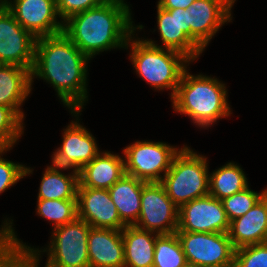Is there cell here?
<instances>
[{
    "mask_svg": "<svg viewBox=\"0 0 267 267\" xmlns=\"http://www.w3.org/2000/svg\"><path fill=\"white\" fill-rule=\"evenodd\" d=\"M125 173L145 182H161L174 157L180 152L162 142H138L125 148Z\"/></svg>",
    "mask_w": 267,
    "mask_h": 267,
    "instance_id": "8",
    "label": "cell"
},
{
    "mask_svg": "<svg viewBox=\"0 0 267 267\" xmlns=\"http://www.w3.org/2000/svg\"><path fill=\"white\" fill-rule=\"evenodd\" d=\"M195 0H159L158 5L165 10L188 9Z\"/></svg>",
    "mask_w": 267,
    "mask_h": 267,
    "instance_id": "34",
    "label": "cell"
},
{
    "mask_svg": "<svg viewBox=\"0 0 267 267\" xmlns=\"http://www.w3.org/2000/svg\"><path fill=\"white\" fill-rule=\"evenodd\" d=\"M124 245V267H153L155 240L159 235L138 228L135 225H127L122 230Z\"/></svg>",
    "mask_w": 267,
    "mask_h": 267,
    "instance_id": "22",
    "label": "cell"
},
{
    "mask_svg": "<svg viewBox=\"0 0 267 267\" xmlns=\"http://www.w3.org/2000/svg\"><path fill=\"white\" fill-rule=\"evenodd\" d=\"M56 165L46 169L39 188L38 199L67 200L77 199L78 171L65 176Z\"/></svg>",
    "mask_w": 267,
    "mask_h": 267,
    "instance_id": "23",
    "label": "cell"
},
{
    "mask_svg": "<svg viewBox=\"0 0 267 267\" xmlns=\"http://www.w3.org/2000/svg\"><path fill=\"white\" fill-rule=\"evenodd\" d=\"M266 193L267 190L259 194L247 187L221 200L229 222L245 215Z\"/></svg>",
    "mask_w": 267,
    "mask_h": 267,
    "instance_id": "27",
    "label": "cell"
},
{
    "mask_svg": "<svg viewBox=\"0 0 267 267\" xmlns=\"http://www.w3.org/2000/svg\"><path fill=\"white\" fill-rule=\"evenodd\" d=\"M31 91L30 71L13 64H0V106L13 109L22 119L19 109Z\"/></svg>",
    "mask_w": 267,
    "mask_h": 267,
    "instance_id": "20",
    "label": "cell"
},
{
    "mask_svg": "<svg viewBox=\"0 0 267 267\" xmlns=\"http://www.w3.org/2000/svg\"><path fill=\"white\" fill-rule=\"evenodd\" d=\"M77 217L94 228L122 230L121 221L108 189L78 186Z\"/></svg>",
    "mask_w": 267,
    "mask_h": 267,
    "instance_id": "14",
    "label": "cell"
},
{
    "mask_svg": "<svg viewBox=\"0 0 267 267\" xmlns=\"http://www.w3.org/2000/svg\"><path fill=\"white\" fill-rule=\"evenodd\" d=\"M22 118L10 107L0 106V149L10 148L22 134Z\"/></svg>",
    "mask_w": 267,
    "mask_h": 267,
    "instance_id": "28",
    "label": "cell"
},
{
    "mask_svg": "<svg viewBox=\"0 0 267 267\" xmlns=\"http://www.w3.org/2000/svg\"><path fill=\"white\" fill-rule=\"evenodd\" d=\"M233 267H267V242L235 249Z\"/></svg>",
    "mask_w": 267,
    "mask_h": 267,
    "instance_id": "29",
    "label": "cell"
},
{
    "mask_svg": "<svg viewBox=\"0 0 267 267\" xmlns=\"http://www.w3.org/2000/svg\"><path fill=\"white\" fill-rule=\"evenodd\" d=\"M123 0H106L101 5L64 21L63 33L86 56L127 46L135 29Z\"/></svg>",
    "mask_w": 267,
    "mask_h": 267,
    "instance_id": "2",
    "label": "cell"
},
{
    "mask_svg": "<svg viewBox=\"0 0 267 267\" xmlns=\"http://www.w3.org/2000/svg\"><path fill=\"white\" fill-rule=\"evenodd\" d=\"M13 14L16 21L36 39L63 32V24L56 21V0H15L14 4L0 2Z\"/></svg>",
    "mask_w": 267,
    "mask_h": 267,
    "instance_id": "12",
    "label": "cell"
},
{
    "mask_svg": "<svg viewBox=\"0 0 267 267\" xmlns=\"http://www.w3.org/2000/svg\"><path fill=\"white\" fill-rule=\"evenodd\" d=\"M226 96L224 84L204 75L194 77L185 69L172 102L176 111L204 127L230 114Z\"/></svg>",
    "mask_w": 267,
    "mask_h": 267,
    "instance_id": "3",
    "label": "cell"
},
{
    "mask_svg": "<svg viewBox=\"0 0 267 267\" xmlns=\"http://www.w3.org/2000/svg\"><path fill=\"white\" fill-rule=\"evenodd\" d=\"M166 50L155 45L153 41H134L131 60L138 74L153 87L172 89L173 98L186 69L182 62L190 60L177 51Z\"/></svg>",
    "mask_w": 267,
    "mask_h": 267,
    "instance_id": "4",
    "label": "cell"
},
{
    "mask_svg": "<svg viewBox=\"0 0 267 267\" xmlns=\"http://www.w3.org/2000/svg\"><path fill=\"white\" fill-rule=\"evenodd\" d=\"M178 221L179 208L169 198L163 184L146 182L142 188L141 210L135 226L156 231L159 235L171 234L177 231Z\"/></svg>",
    "mask_w": 267,
    "mask_h": 267,
    "instance_id": "9",
    "label": "cell"
},
{
    "mask_svg": "<svg viewBox=\"0 0 267 267\" xmlns=\"http://www.w3.org/2000/svg\"><path fill=\"white\" fill-rule=\"evenodd\" d=\"M5 227H2V230H0V242L8 249L11 250H25V251H31L34 254V267H38L37 263L39 261V258L37 255L38 250L31 249L30 247L27 248L26 245L20 243L19 240L15 237V234L13 232V229L11 228L9 223H5ZM8 225V226H7ZM38 258V259H37ZM47 267V266H45Z\"/></svg>",
    "mask_w": 267,
    "mask_h": 267,
    "instance_id": "33",
    "label": "cell"
},
{
    "mask_svg": "<svg viewBox=\"0 0 267 267\" xmlns=\"http://www.w3.org/2000/svg\"><path fill=\"white\" fill-rule=\"evenodd\" d=\"M158 29L165 49L177 51L194 60L202 50L190 39V13L188 9L165 10L157 4Z\"/></svg>",
    "mask_w": 267,
    "mask_h": 267,
    "instance_id": "15",
    "label": "cell"
},
{
    "mask_svg": "<svg viewBox=\"0 0 267 267\" xmlns=\"http://www.w3.org/2000/svg\"><path fill=\"white\" fill-rule=\"evenodd\" d=\"M146 182L125 174L108 190L121 221L135 225L141 210V194Z\"/></svg>",
    "mask_w": 267,
    "mask_h": 267,
    "instance_id": "21",
    "label": "cell"
},
{
    "mask_svg": "<svg viewBox=\"0 0 267 267\" xmlns=\"http://www.w3.org/2000/svg\"><path fill=\"white\" fill-rule=\"evenodd\" d=\"M100 153L78 171V186L109 189L125 175L124 160L109 152Z\"/></svg>",
    "mask_w": 267,
    "mask_h": 267,
    "instance_id": "19",
    "label": "cell"
},
{
    "mask_svg": "<svg viewBox=\"0 0 267 267\" xmlns=\"http://www.w3.org/2000/svg\"><path fill=\"white\" fill-rule=\"evenodd\" d=\"M8 149H0V154ZM32 172L30 168L23 165L6 161L0 157V193L17 183L23 176Z\"/></svg>",
    "mask_w": 267,
    "mask_h": 267,
    "instance_id": "30",
    "label": "cell"
},
{
    "mask_svg": "<svg viewBox=\"0 0 267 267\" xmlns=\"http://www.w3.org/2000/svg\"><path fill=\"white\" fill-rule=\"evenodd\" d=\"M89 267H124L121 230L91 227L88 236Z\"/></svg>",
    "mask_w": 267,
    "mask_h": 267,
    "instance_id": "17",
    "label": "cell"
},
{
    "mask_svg": "<svg viewBox=\"0 0 267 267\" xmlns=\"http://www.w3.org/2000/svg\"><path fill=\"white\" fill-rule=\"evenodd\" d=\"M186 263L176 232L160 234L156 237L153 267H182Z\"/></svg>",
    "mask_w": 267,
    "mask_h": 267,
    "instance_id": "25",
    "label": "cell"
},
{
    "mask_svg": "<svg viewBox=\"0 0 267 267\" xmlns=\"http://www.w3.org/2000/svg\"><path fill=\"white\" fill-rule=\"evenodd\" d=\"M228 235L235 249L267 242V193L245 215L230 222Z\"/></svg>",
    "mask_w": 267,
    "mask_h": 267,
    "instance_id": "18",
    "label": "cell"
},
{
    "mask_svg": "<svg viewBox=\"0 0 267 267\" xmlns=\"http://www.w3.org/2000/svg\"><path fill=\"white\" fill-rule=\"evenodd\" d=\"M187 263L200 267H233L235 248L228 233L176 231Z\"/></svg>",
    "mask_w": 267,
    "mask_h": 267,
    "instance_id": "6",
    "label": "cell"
},
{
    "mask_svg": "<svg viewBox=\"0 0 267 267\" xmlns=\"http://www.w3.org/2000/svg\"><path fill=\"white\" fill-rule=\"evenodd\" d=\"M106 0H56L58 16L66 21L71 16L95 8Z\"/></svg>",
    "mask_w": 267,
    "mask_h": 267,
    "instance_id": "32",
    "label": "cell"
},
{
    "mask_svg": "<svg viewBox=\"0 0 267 267\" xmlns=\"http://www.w3.org/2000/svg\"><path fill=\"white\" fill-rule=\"evenodd\" d=\"M0 267H34V254L8 249L0 242Z\"/></svg>",
    "mask_w": 267,
    "mask_h": 267,
    "instance_id": "31",
    "label": "cell"
},
{
    "mask_svg": "<svg viewBox=\"0 0 267 267\" xmlns=\"http://www.w3.org/2000/svg\"><path fill=\"white\" fill-rule=\"evenodd\" d=\"M161 183L178 208L194 199L209 195L206 158L197 155L188 147L181 148Z\"/></svg>",
    "mask_w": 267,
    "mask_h": 267,
    "instance_id": "5",
    "label": "cell"
},
{
    "mask_svg": "<svg viewBox=\"0 0 267 267\" xmlns=\"http://www.w3.org/2000/svg\"><path fill=\"white\" fill-rule=\"evenodd\" d=\"M182 267H200V266H197V265H194V264H189V263H186L184 266Z\"/></svg>",
    "mask_w": 267,
    "mask_h": 267,
    "instance_id": "35",
    "label": "cell"
},
{
    "mask_svg": "<svg viewBox=\"0 0 267 267\" xmlns=\"http://www.w3.org/2000/svg\"><path fill=\"white\" fill-rule=\"evenodd\" d=\"M36 38L0 4V64H13L30 72L34 64Z\"/></svg>",
    "mask_w": 267,
    "mask_h": 267,
    "instance_id": "10",
    "label": "cell"
},
{
    "mask_svg": "<svg viewBox=\"0 0 267 267\" xmlns=\"http://www.w3.org/2000/svg\"><path fill=\"white\" fill-rule=\"evenodd\" d=\"M229 228L222 201L211 195L194 199L179 208L177 231L228 233Z\"/></svg>",
    "mask_w": 267,
    "mask_h": 267,
    "instance_id": "11",
    "label": "cell"
},
{
    "mask_svg": "<svg viewBox=\"0 0 267 267\" xmlns=\"http://www.w3.org/2000/svg\"><path fill=\"white\" fill-rule=\"evenodd\" d=\"M243 170L234 163H228L209 176V195L223 200L248 187Z\"/></svg>",
    "mask_w": 267,
    "mask_h": 267,
    "instance_id": "24",
    "label": "cell"
},
{
    "mask_svg": "<svg viewBox=\"0 0 267 267\" xmlns=\"http://www.w3.org/2000/svg\"><path fill=\"white\" fill-rule=\"evenodd\" d=\"M235 0H195L190 13V39L203 51L221 27L231 20V7Z\"/></svg>",
    "mask_w": 267,
    "mask_h": 267,
    "instance_id": "13",
    "label": "cell"
},
{
    "mask_svg": "<svg viewBox=\"0 0 267 267\" xmlns=\"http://www.w3.org/2000/svg\"><path fill=\"white\" fill-rule=\"evenodd\" d=\"M91 226L80 218L54 228L47 267H89L88 236Z\"/></svg>",
    "mask_w": 267,
    "mask_h": 267,
    "instance_id": "7",
    "label": "cell"
},
{
    "mask_svg": "<svg viewBox=\"0 0 267 267\" xmlns=\"http://www.w3.org/2000/svg\"><path fill=\"white\" fill-rule=\"evenodd\" d=\"M89 59L63 32L37 38L31 83L36 75L53 84L64 104L76 114L87 97L85 66Z\"/></svg>",
    "mask_w": 267,
    "mask_h": 267,
    "instance_id": "1",
    "label": "cell"
},
{
    "mask_svg": "<svg viewBox=\"0 0 267 267\" xmlns=\"http://www.w3.org/2000/svg\"><path fill=\"white\" fill-rule=\"evenodd\" d=\"M38 214L53 221L55 227L70 223L77 218V199H38Z\"/></svg>",
    "mask_w": 267,
    "mask_h": 267,
    "instance_id": "26",
    "label": "cell"
},
{
    "mask_svg": "<svg viewBox=\"0 0 267 267\" xmlns=\"http://www.w3.org/2000/svg\"><path fill=\"white\" fill-rule=\"evenodd\" d=\"M94 137L78 123H72L66 128L63 144L53 157V165L58 169L75 168L79 171L98 154Z\"/></svg>",
    "mask_w": 267,
    "mask_h": 267,
    "instance_id": "16",
    "label": "cell"
}]
</instances>
